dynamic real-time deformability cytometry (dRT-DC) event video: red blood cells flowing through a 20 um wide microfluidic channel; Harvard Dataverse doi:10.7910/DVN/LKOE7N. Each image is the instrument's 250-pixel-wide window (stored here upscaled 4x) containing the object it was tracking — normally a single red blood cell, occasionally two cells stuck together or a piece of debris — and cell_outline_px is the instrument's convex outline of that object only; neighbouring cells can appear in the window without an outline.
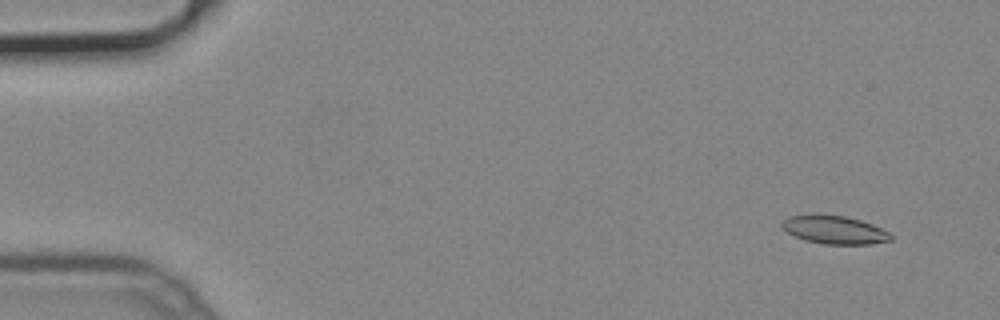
{"species": "common noctule bat (a hibernating species)", "species_latin": "Nyctalus noctula", "temperature_condition": "cold", "stored_images_in_passage": 51, "camera_frame_rate_fps": 3000, "um_per_image_px": 0.085, "animal": {"sex": "male", "body_mass_g": 19.2, "forearm_length_mm": 51.8}, "frame": {"image": 1, "passage_image": 4, "time_ms": 1.0, "image_size_px": [1000, 320], "cell_outline_px": [[892, 240], [868, 244], [824, 244], [804, 240], [792, 236], [780, 224], [788, 216], [844, 216], [860, 220], [872, 224], [888, 232], [892, 236]], "centroid_in_image_um": [70.93, 19.56], "position_along_channel_um": 14.1, "area_um2": 17.4}}
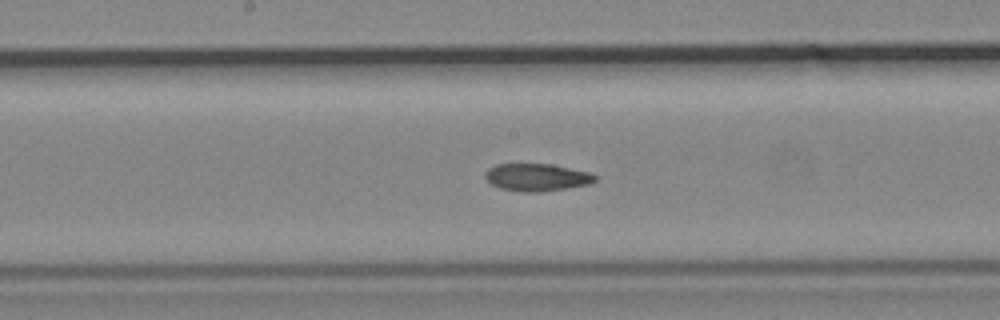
{"frame": {"image": 2, "passage_image": 27, "time_ms": 8.667, "image_size_px": [1000, 320], "cell_outline_px": [[600, 176], [596, 180], [588, 184], [540, 192], [524, 192], [500, 188], [492, 184], [484, 176], [484, 172], [488, 168], [496, 164], [552, 164], [592, 172]], "centroid_in_image_um": [45.66, 15.05], "position_along_channel_um": 202.5, "area_um2": 17.69}}
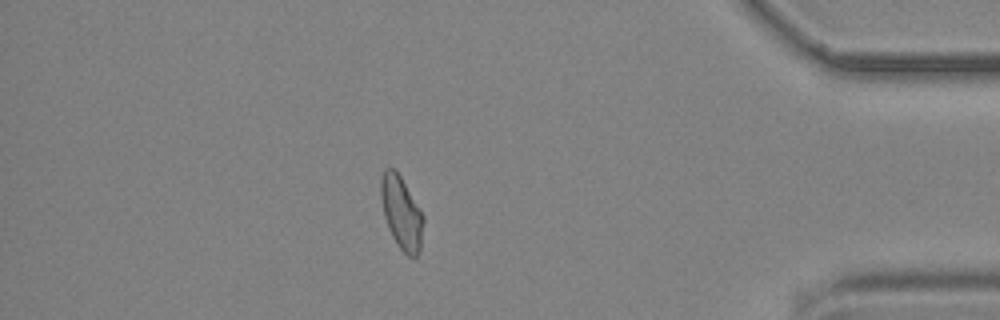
{"frame": {"image": 3, "passage_image": 45, "time_ms": 14.667, "image_size_px": [1000, 320], "cell_outline_px": [[424, 220], [420, 248], [416, 256], [408, 256], [396, 244], [388, 228], [384, 216], [380, 200], [380, 180], [384, 168], [396, 168], [424, 216]], "centroid_in_image_um": [34.1, 18.04], "position_along_channel_um": 401.1, "area_um2": 18.15}}